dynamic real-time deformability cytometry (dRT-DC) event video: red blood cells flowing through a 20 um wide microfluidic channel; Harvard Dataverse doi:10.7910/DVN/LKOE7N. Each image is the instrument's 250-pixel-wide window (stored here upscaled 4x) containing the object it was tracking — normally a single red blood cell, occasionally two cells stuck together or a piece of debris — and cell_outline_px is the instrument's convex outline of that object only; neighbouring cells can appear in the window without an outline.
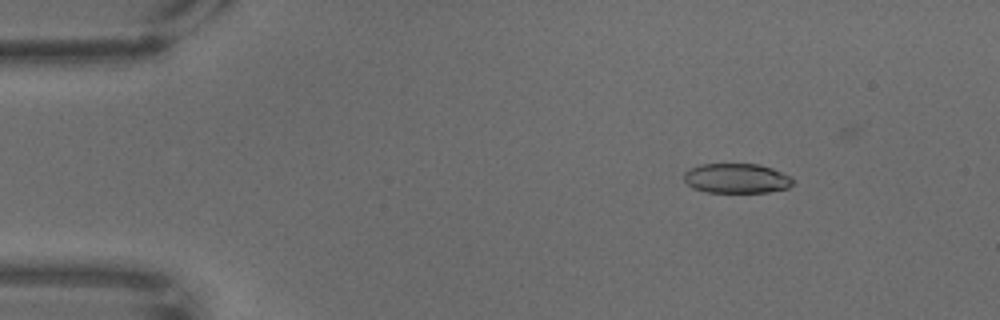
{"species": "common noctule bat (a hibernating species)", "species_latin": "Nyctalus noctula", "temperature_condition": "warm", "stored_images_in_passage": 69, "camera_frame_rate_fps": 3000, "um_per_image_px": 0.085, "animal": {"sex": "male", "body_mass_g": 18.8}, "frame": {"image": 1, "passage_image": 10, "time_ms": 3.0, "image_size_px": [1000, 320], "cell_outline_px": [[796, 180], [788, 188], [768, 192], [704, 192], [692, 188], [684, 180], [684, 172], [688, 168], [700, 164], [760, 164], [772, 168], [792, 176]], "centroid_in_image_um": [62.62, 15.15], "position_along_channel_um": 22.4, "area_um2": 19.19}}
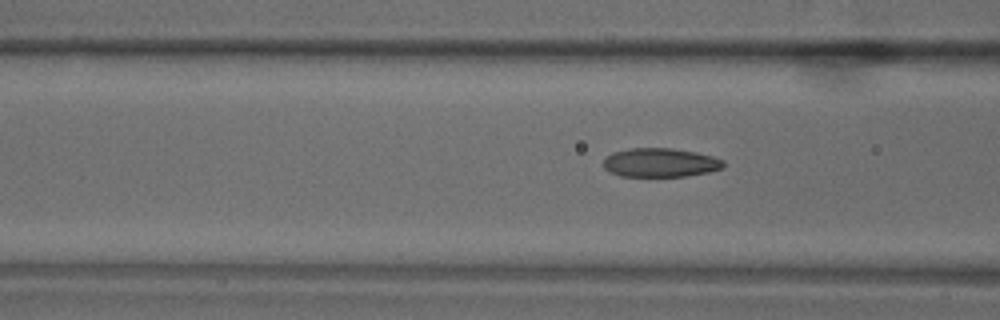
{"frame": {"image": 2, "passage_image": 27, "time_ms": 8.667, "image_size_px": [1000, 320], "cell_outline_px": [[724, 168], [708, 172], [684, 176], [620, 176], [608, 172], [604, 168], [604, 156], [612, 152], [632, 148], [672, 148], [696, 152], [712, 156], [724, 160]], "centroid_in_image_um": [56.1, 13.82], "position_along_channel_um": 110.5, "area_um2": 20.35}}
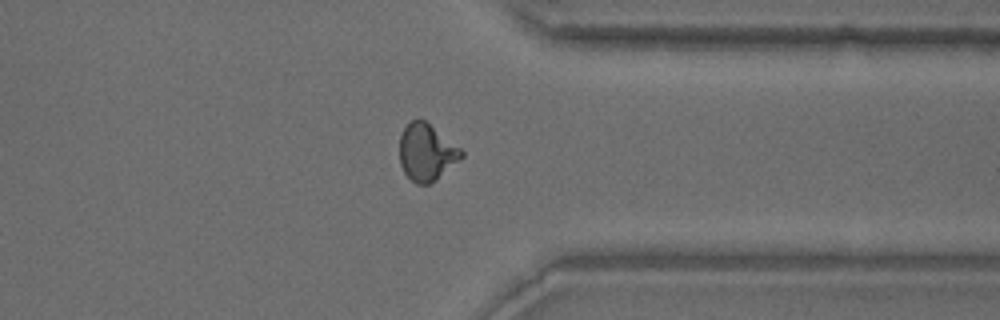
{"frame": {"image": 3, "passage_image": 54, "time_ms": 17.667, "image_size_px": [1000, 320], "cell_outline_px": [[464, 156], [436, 180], [428, 184], [416, 184], [404, 172], [400, 164], [400, 132], [412, 120], [424, 120], [460, 148], [464, 152]], "centroid_in_image_um": [36.24, 12.96], "position_along_channel_um": 375.2, "area_um2": 20.23}}